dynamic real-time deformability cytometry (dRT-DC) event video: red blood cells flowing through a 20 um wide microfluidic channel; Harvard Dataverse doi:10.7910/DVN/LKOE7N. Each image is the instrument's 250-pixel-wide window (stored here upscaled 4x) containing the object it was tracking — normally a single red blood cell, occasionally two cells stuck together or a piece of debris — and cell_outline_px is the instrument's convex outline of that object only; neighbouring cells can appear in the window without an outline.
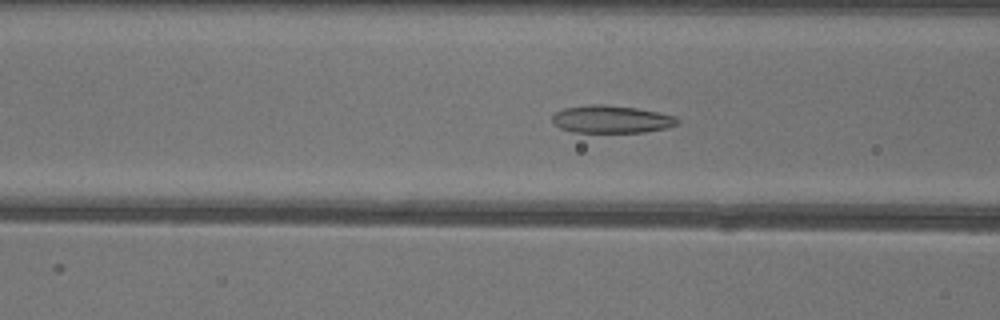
{"species": "common noctule bat (a hibernating species)", "species_latin": "Nyctalus noctula", "temperature_condition": "warm", "stored_images_in_passage": 50, "camera_frame_rate_fps": 3000, "um_per_image_px": 0.085, "animal": {"sex": "female"}, "frame": {"image": 1, "passage_image": 19, "time_ms": 6.0, "image_size_px": [1000, 320], "cell_outline_px": [[680, 120], [676, 124], [664, 128], [644, 132], [572, 132], [560, 128], [552, 120], [552, 116], [556, 112], [564, 108], [592, 104], [604, 104], [636, 108], [676, 116]], "centroid_in_image_um": [51.95, 10.13], "position_along_channel_um": 114.6, "area_um2": 19.94}}
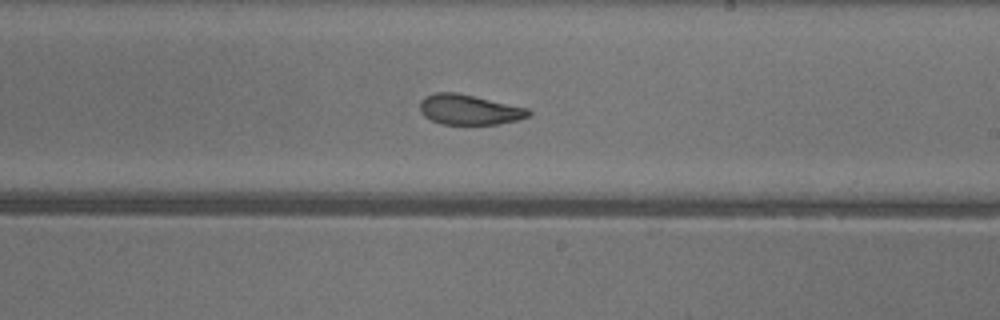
{"frame": {"image": 2, "passage_image": 29, "time_ms": 9.333, "image_size_px": [1000, 320], "cell_outline_px": [[532, 112], [528, 116], [516, 120], [496, 124], [440, 124], [424, 116], [420, 112], [420, 100], [424, 96], [436, 92], [456, 92], [528, 108]], "centroid_in_image_um": [39.84, 9.31], "position_along_channel_um": 249.2, "area_um2": 19.02}}
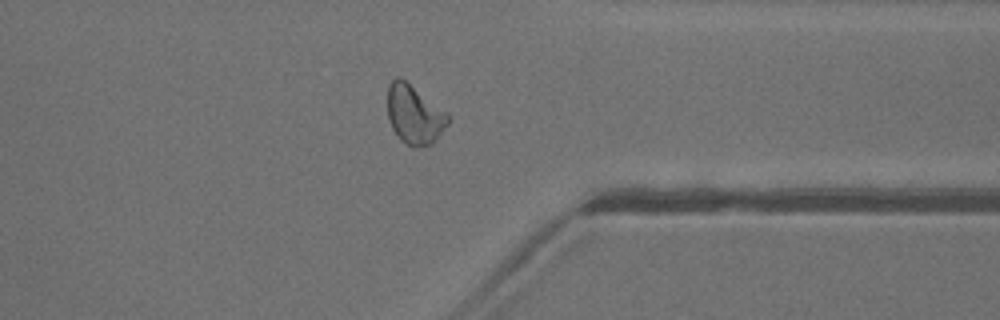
{"frame": {"image": 3, "passage_image": 39, "time_ms": 12.667, "image_size_px": [1000, 320], "cell_outline_px": [[448, 124], [436, 140], [432, 144], [412, 148], [400, 140], [392, 128], [388, 120], [388, 84], [396, 76], [400, 76], [448, 112]], "centroid_in_image_um": [35.21, 9.73], "position_along_channel_um": 376.2, "area_um2": 21.04}, "authors_computed_cell_mechanics": {"area_um2": 20.9525, "velocity_mm_per_s": 4.0323, "shape_relaxation_time_tau1_ms": 7.3812, "shape_relaxation_time_tau2_ms": 2.5747, "deformation_change_tau1": 0.1685, "deformation_change_tau2": 0.0895}}